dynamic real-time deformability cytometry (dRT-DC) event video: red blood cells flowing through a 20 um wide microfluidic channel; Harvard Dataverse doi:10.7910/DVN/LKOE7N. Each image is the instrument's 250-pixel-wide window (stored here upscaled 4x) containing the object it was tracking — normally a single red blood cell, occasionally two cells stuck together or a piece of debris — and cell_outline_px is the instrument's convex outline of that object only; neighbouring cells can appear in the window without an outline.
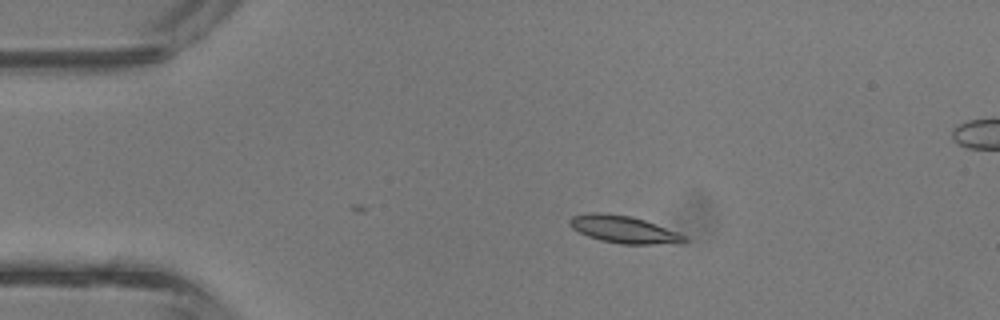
{"species": "common noctule bat (a hibernating species)", "species_latin": "Nyctalus noctula", "temperature_condition": "room temperature", "stored_images_in_passage": 33, "camera_frame_rate_fps": 3000, "um_per_image_px": 0.085, "animal": {"sex": "male", "body_mass_g": 13.3}, "frame": {"image": 1, "passage_image": 1, "time_ms": 0.0, "image_size_px": [1000, 320], "cell_outline_px": [[688, 240], [684, 244], [620, 244], [600, 240], [588, 236], [572, 228], [568, 224], [568, 220], [572, 216], [588, 212], [600, 212], [632, 216], [644, 220], [688, 236]], "centroid_in_image_um": [53.04, 19.51], "position_along_channel_um": 32.0, "area_um2": 18.5}}
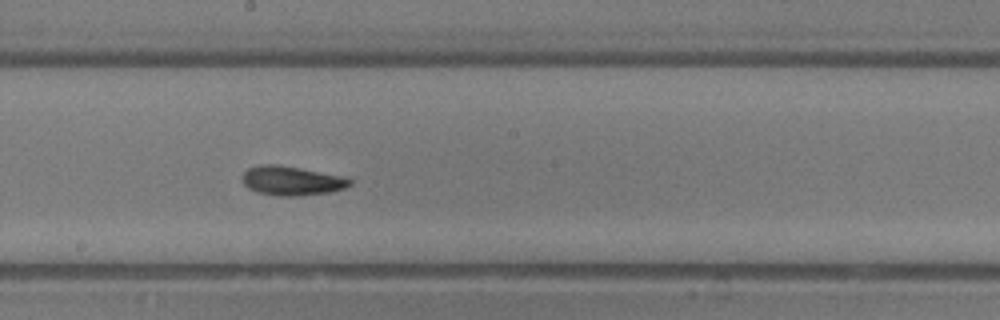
{"frame": {"image": 2, "passage_image": 16, "time_ms": 5.0, "image_size_px": [1000, 320], "cell_outline_px": [[352, 184], [344, 188], [332, 192], [300, 196], [280, 196], [256, 192], [248, 188], [244, 184], [244, 172], [248, 168], [260, 164], [276, 164], [300, 168], [344, 176], [352, 180]], "centroid_in_image_um": [24.82, 15.37], "position_along_channel_um": 223.4, "area_um2": 18.38}}
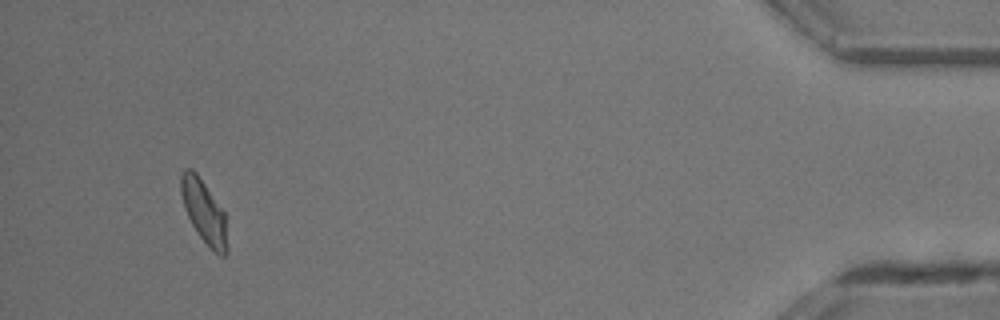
{"frame": {"image": 3, "passage_image": 33, "time_ms": 10.667, "image_size_px": [1000, 320], "cell_outline_px": [[228, 252], [224, 256], [220, 256], [196, 232], [184, 208], [180, 192], [180, 176], [184, 168], [192, 168], [196, 172], [224, 212], [228, 248]], "centroid_in_image_um": [17.32, 17.96], "position_along_channel_um": 417.9, "area_um2": 16.82}, "authors_computed_cell_mechanics": {"area_um2": 17.1088, "velocity_mm_per_s": 4.7915, "shape_relaxation_time_tau1_ms": 4.1224, "shape_relaxation_time_tau2_ms": 2.3986, "deformation_change_tau1": 0.149, "deformation_change_tau2": 0.0822}}